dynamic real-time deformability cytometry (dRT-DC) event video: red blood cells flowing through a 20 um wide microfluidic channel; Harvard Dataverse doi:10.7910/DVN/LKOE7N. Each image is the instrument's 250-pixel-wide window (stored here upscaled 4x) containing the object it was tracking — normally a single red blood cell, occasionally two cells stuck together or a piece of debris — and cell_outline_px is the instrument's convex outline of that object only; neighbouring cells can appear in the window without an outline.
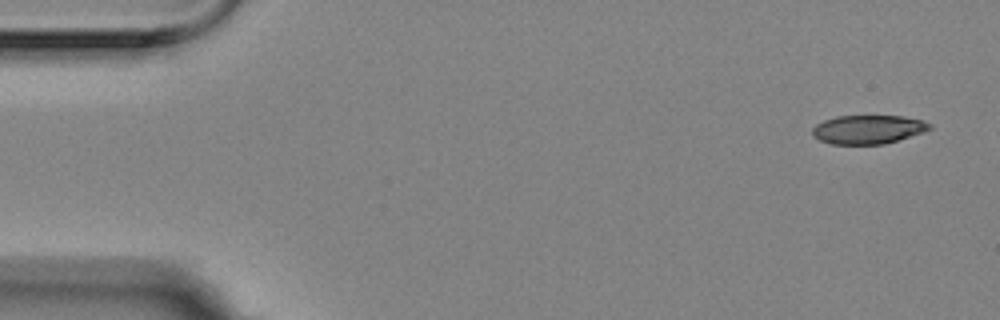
{"species": "Egyptian fruit bat (a non-hibernating species)", "species_latin": "Rousettus aegyptiacus", "temperature_condition": "room temperature", "stored_images_in_passage": 4, "camera_frame_rate_fps": 3000, "um_per_image_px": 0.085, "animal": {"sex": "female"}, "frame": {"image": 1, "passage_image": 1, "time_ms": 0.0, "image_size_px": [1000, 320], "cell_outline_px": [[932, 128], [884, 144], [832, 144], [820, 140], [812, 136], [812, 128], [816, 124], [824, 120], [836, 116], [904, 116], [924, 120], [932, 124]], "centroid_in_image_um": [73.75, 10.99], "position_along_channel_um": 11.2, "area_um2": 19.54}}